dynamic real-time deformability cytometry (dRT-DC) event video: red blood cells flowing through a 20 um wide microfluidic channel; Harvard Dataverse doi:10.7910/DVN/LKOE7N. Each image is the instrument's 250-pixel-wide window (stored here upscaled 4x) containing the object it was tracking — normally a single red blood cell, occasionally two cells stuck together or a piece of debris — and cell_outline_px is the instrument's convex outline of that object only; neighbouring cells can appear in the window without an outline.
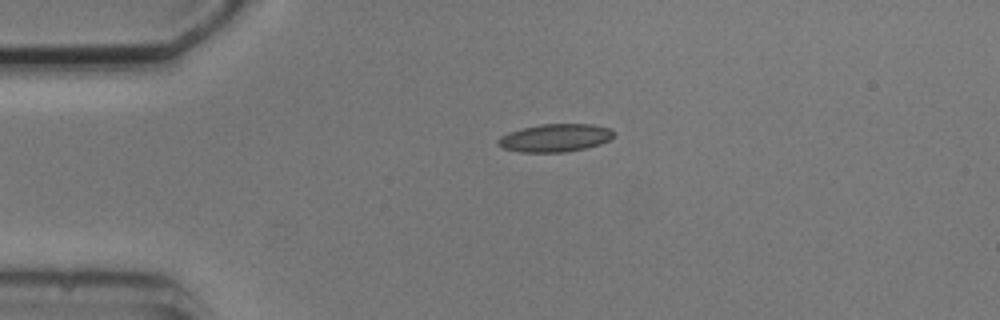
{"species": "common noctule bat (a hibernating species)", "species_latin": "Nyctalus noctula", "temperature_condition": "cold", "stored_images_in_passage": 2, "camera_frame_rate_fps": 3000, "um_per_image_px": 0.085, "animal": {"sex": "male", "body_mass_g": 20.5, "forearm_length_mm": 52.5}, "frame": {"image": 1, "passage_image": 1, "time_ms": 0.0, "image_size_px": [1000, 320], "cell_outline_px": [[612, 136], [608, 140], [600, 144], [584, 148], [564, 152], [520, 152], [504, 148], [496, 144], [496, 140], [500, 136], [508, 132], [540, 124], [592, 124], [612, 128]], "centroid_in_image_um": [47.15, 11.71], "position_along_channel_um": 37.8, "area_um2": 18.73}}